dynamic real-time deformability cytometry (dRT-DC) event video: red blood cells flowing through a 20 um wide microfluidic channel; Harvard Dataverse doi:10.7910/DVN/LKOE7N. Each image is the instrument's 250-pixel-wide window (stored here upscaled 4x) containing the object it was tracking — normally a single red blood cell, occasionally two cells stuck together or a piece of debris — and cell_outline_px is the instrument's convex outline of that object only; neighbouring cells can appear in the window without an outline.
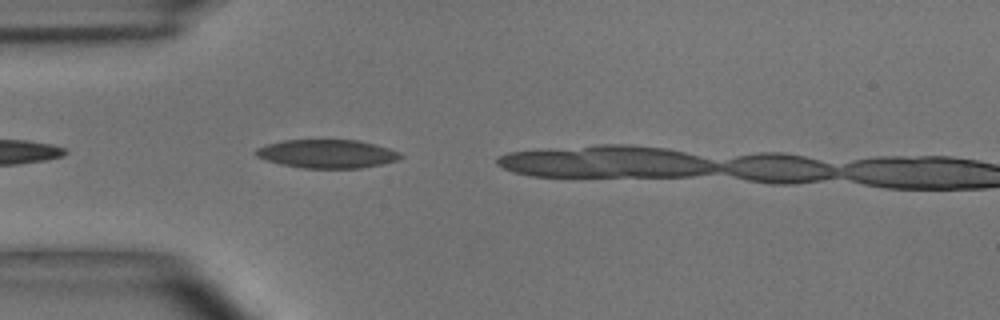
{"species": "common noctule bat (a hibernating species)", "species_latin": "Nyctalus noctula", "temperature_condition": "room temperature", "stored_images_in_passage": 2, "camera_frame_rate_fps": 3000, "um_per_image_px": 0.085, "animal": {"sex": "male", "body_mass_g": 15.6}, "frame": {"image": 1, "passage_image": 1, "time_ms": 0.0, "image_size_px": [1000, 320], "cell_outline_px": [[404, 156], [400, 160], [384, 164], [360, 168], [300, 168], [280, 164], [264, 160], [256, 156], [252, 152], [256, 148], [268, 144], [284, 140], [360, 140], [376, 144], [400, 152]], "centroid_in_image_um": [27.81, 13.08], "position_along_channel_um": 57.2, "area_um2": 24.39}}